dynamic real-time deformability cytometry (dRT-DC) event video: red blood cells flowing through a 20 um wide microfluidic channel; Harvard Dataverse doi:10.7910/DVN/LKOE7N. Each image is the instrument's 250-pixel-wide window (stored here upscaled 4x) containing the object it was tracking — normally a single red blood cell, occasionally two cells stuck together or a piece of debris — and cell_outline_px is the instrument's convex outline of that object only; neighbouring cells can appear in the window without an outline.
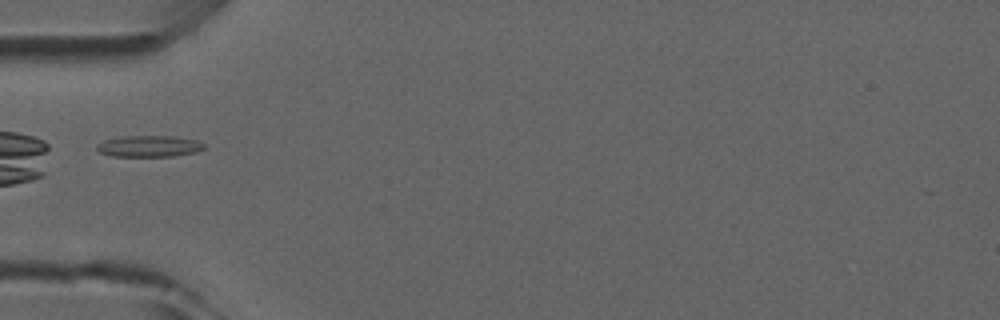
{"species": "common noctule bat (a hibernating species)", "species_latin": "Nyctalus noctula", "temperature_condition": "room temperature", "stored_images_in_passage": 6, "camera_frame_rate_fps": 3000, "um_per_image_px": 0.085, "animal": {"sex": "male", "forearm_length_mm": 52.5}, "frame": {"image": 1, "passage_image": 5, "time_ms": 4.667, "image_size_px": [1000, 320], "cell_outline_px": [[204, 148], [196, 152], [172, 156], [112, 156], [100, 152], [96, 148], [96, 144], [104, 140], [124, 136], [176, 136], [196, 140], [204, 144]], "centroid_in_image_um": [12.66, 12.42], "position_along_channel_um": 72.3, "area_um2": 13.29}}
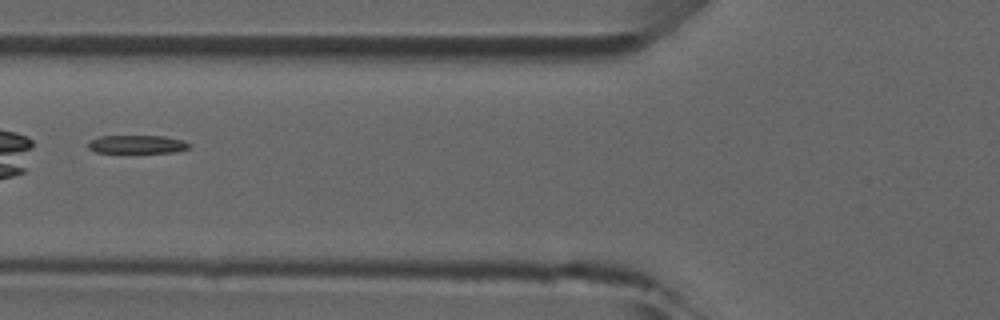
{"frame": {"image": 2, "passage_image": 6, "time_ms": 5.667, "image_size_px": [1000, 320], "cell_outline_px": [[192, 144], [188, 148], [172, 152], [96, 152], [88, 148], [88, 140], [100, 136], [164, 136], [184, 140]], "centroid_in_image_um": [11.64, 12.25], "position_along_channel_um": 114.2, "area_um2": 10.69}}